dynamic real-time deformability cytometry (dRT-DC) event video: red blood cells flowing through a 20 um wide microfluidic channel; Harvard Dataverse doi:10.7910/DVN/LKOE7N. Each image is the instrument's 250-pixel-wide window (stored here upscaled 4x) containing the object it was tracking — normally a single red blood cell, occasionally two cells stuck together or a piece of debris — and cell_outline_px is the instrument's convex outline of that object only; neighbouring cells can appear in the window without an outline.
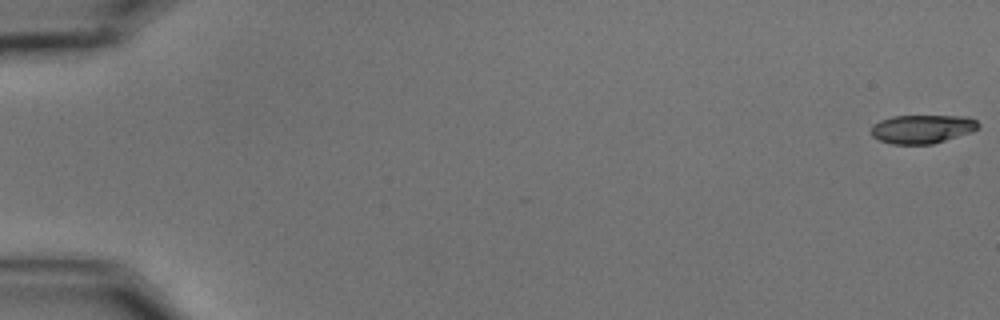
{"species": "common noctule bat (a hibernating species)", "species_latin": "Nyctalus noctula", "temperature_condition": "cold", "stored_images_in_passage": 59, "camera_frame_rate_fps": 3000, "um_per_image_px": 0.085, "animal": {"sex": "male", "body_mass_g": 15.6}, "frame": {"image": 1, "passage_image": 1, "time_ms": 0.0, "image_size_px": [1000, 320], "cell_outline_px": [[980, 124], [972, 132], [932, 144], [892, 144], [880, 140], [872, 136], [872, 124], [880, 120], [892, 116], [968, 116], [976, 120]], "centroid_in_image_um": [78.39, 10.96], "position_along_channel_um": 6.6, "area_um2": 17.86}}
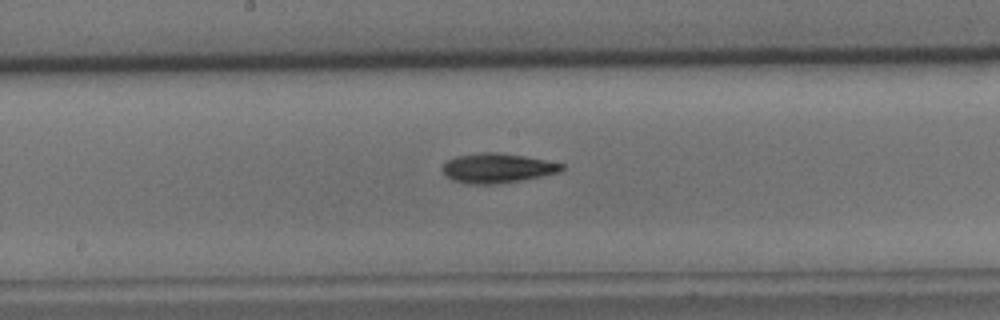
{"frame": {"image": 2, "passage_image": 32, "time_ms": 10.333, "image_size_px": [1000, 320], "cell_outline_px": [[564, 168], [560, 172], [544, 176], [496, 184], [468, 184], [452, 180], [444, 176], [440, 168], [448, 160], [456, 156], [480, 152], [500, 152], [524, 156], [564, 164]], "centroid_in_image_um": [42.23, 14.29], "position_along_channel_um": 206.0, "area_um2": 20.75}}
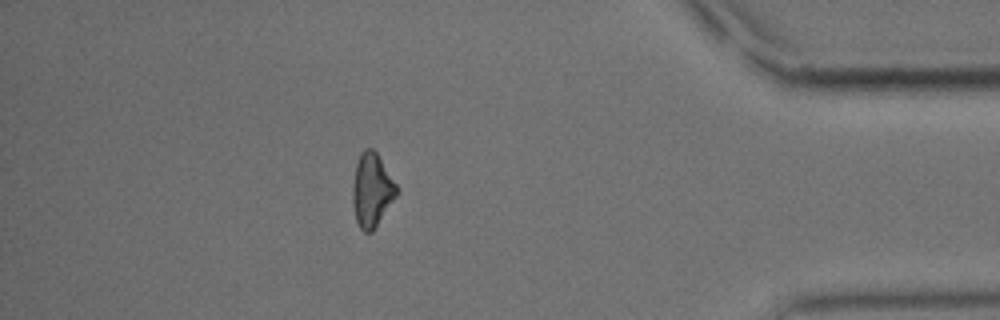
{"frame": {"image": 3, "passage_image": 52, "time_ms": 17.0, "image_size_px": [1000, 320], "cell_outline_px": [[400, 188], [396, 196], [372, 232], [364, 232], [360, 228], [356, 220], [352, 200], [352, 184], [356, 164], [360, 152], [364, 148], [372, 148], [376, 152]], "centroid_in_image_um": [31.61, 16.13], "position_along_channel_um": 403.6, "area_um2": 18.96}, "authors_computed_cell_mechanics": {"area_um2": 19.2474, "velocity_mm_per_s": 3.5008, "shape_relaxation_time_tau1_ms": 3.0831, "shape_relaxation_time_tau2_ms": null, "deformation_change_tau1": 0.1227, "deformation_change_tau2": null}}